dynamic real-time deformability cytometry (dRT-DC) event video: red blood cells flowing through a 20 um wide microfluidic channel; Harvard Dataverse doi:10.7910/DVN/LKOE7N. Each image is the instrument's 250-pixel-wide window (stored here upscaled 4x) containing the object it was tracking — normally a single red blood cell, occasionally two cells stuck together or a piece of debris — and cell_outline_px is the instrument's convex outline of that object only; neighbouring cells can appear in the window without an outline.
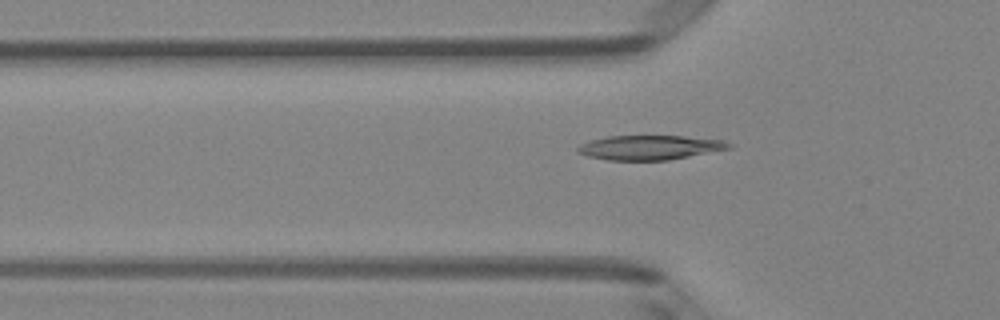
{"species": "Egyptian fruit bat (a non-hibernating species)", "species_latin": "Rousettus aegyptiacus", "temperature_condition": "room temperature", "stored_images_in_passage": 20, "camera_frame_rate_fps": 3000, "um_per_image_px": 0.085, "animal": {"sex": "female"}, "frame": {"image": 1, "passage_image": 15, "time_ms": 4.667, "image_size_px": [1000, 320], "cell_outline_px": [[732, 148], [668, 160], [608, 160], [588, 156], [576, 152], [576, 148], [580, 144], [592, 140], [608, 136], [684, 136], [724, 140], [732, 144]], "centroid_in_image_um": [55.23, 12.53], "position_along_channel_um": 70.6, "area_um2": 21.5}}